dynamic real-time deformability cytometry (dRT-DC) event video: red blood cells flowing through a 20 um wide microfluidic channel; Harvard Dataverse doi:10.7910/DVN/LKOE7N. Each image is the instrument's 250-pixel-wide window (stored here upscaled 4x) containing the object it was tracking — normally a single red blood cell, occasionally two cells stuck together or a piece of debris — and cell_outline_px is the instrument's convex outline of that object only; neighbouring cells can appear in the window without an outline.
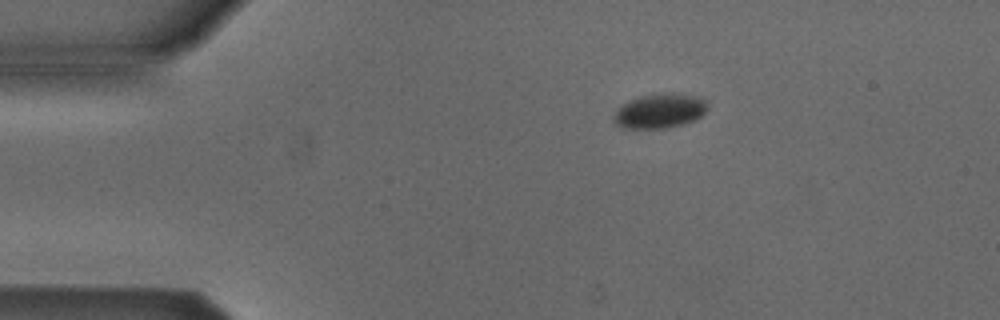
{"species": "Egyptian fruit bat (a non-hibernating species)", "species_latin": "Rousettus aegyptiacus", "temperature_condition": "cold", "stored_images_in_passage": 6, "camera_frame_rate_fps": 3000, "um_per_image_px": 0.085, "animal": {"sex": "male"}, "frame": {"image": 1, "passage_image": 2, "time_ms": 1.333, "image_size_px": [1000, 320], "cell_outline_px": [[708, 108], [700, 116], [692, 120], [680, 124], [664, 128], [628, 128], [616, 124], [612, 116], [628, 100], [640, 96], [660, 92], [672, 92], [696, 96], [704, 100]], "centroid_in_image_um": [56.07, 9.4], "position_along_channel_um": 28.9, "area_um2": 18.61}}
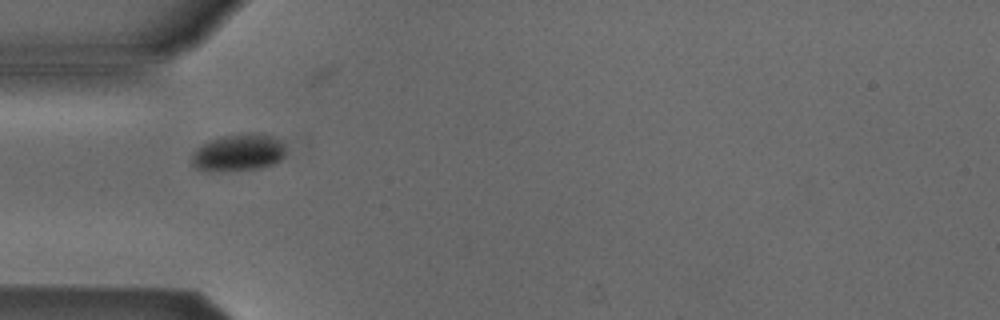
{"frame": {"image": 2, "passage_image": 4, "time_ms": 3.667, "image_size_px": [1000, 320], "cell_outline_px": [[284, 156], [280, 160], [272, 164], [260, 168], [224, 172], [208, 172], [196, 168], [192, 164], [192, 152], [196, 148], [208, 140], [220, 136], [252, 132], [276, 136], [284, 144]], "centroid_in_image_um": [20.24, 12.97], "position_along_channel_um": 64.8, "area_um2": 20.87}}
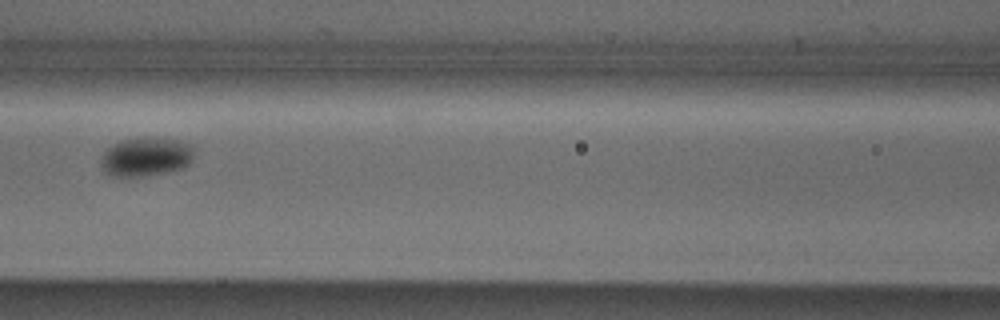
{"frame": {"image": 3, "passage_image": 6, "time_ms": 6.0, "image_size_px": [1000, 320], "cell_outline_px": [[196, 148], [192, 160], [184, 168], [168, 172], [140, 176], [112, 176], [104, 172], [100, 164], [100, 156], [112, 144], [120, 140], [144, 136], [160, 136], [192, 144]], "centroid_in_image_um": [12.42, 13.29], "position_along_channel_um": 154.2, "area_um2": 21.85}}